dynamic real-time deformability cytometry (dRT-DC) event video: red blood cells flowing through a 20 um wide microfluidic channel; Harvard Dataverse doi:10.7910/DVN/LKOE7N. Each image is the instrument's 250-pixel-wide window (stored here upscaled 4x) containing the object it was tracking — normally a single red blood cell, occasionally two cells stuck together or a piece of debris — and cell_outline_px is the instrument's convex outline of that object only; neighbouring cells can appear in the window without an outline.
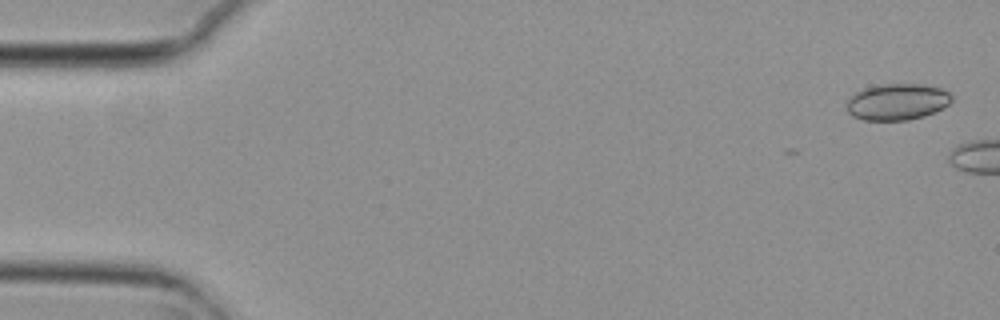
{"species": "common noctule bat (a hibernating species)", "species_latin": "Nyctalus noctula", "temperature_condition": "cold", "stored_images_in_passage": 2, "camera_frame_rate_fps": 3000, "um_per_image_px": 0.085, "animal": {"sex": "female", "body_mass_g": 29.2, "forearm_length_mm": 56.3}, "frame": {"image": 1, "passage_image": 1, "time_ms": 0.0, "image_size_px": [1000, 320], "cell_outline_px": [[952, 100], [948, 104], [936, 112], [924, 116], [908, 120], [864, 120], [852, 116], [848, 112], [848, 100], [856, 92], [864, 88], [880, 84], [924, 84], [940, 88], [948, 92], [952, 96]], "centroid_in_image_um": [76.28, 8.65], "position_along_channel_um": 8.7, "area_um2": 22.25}}